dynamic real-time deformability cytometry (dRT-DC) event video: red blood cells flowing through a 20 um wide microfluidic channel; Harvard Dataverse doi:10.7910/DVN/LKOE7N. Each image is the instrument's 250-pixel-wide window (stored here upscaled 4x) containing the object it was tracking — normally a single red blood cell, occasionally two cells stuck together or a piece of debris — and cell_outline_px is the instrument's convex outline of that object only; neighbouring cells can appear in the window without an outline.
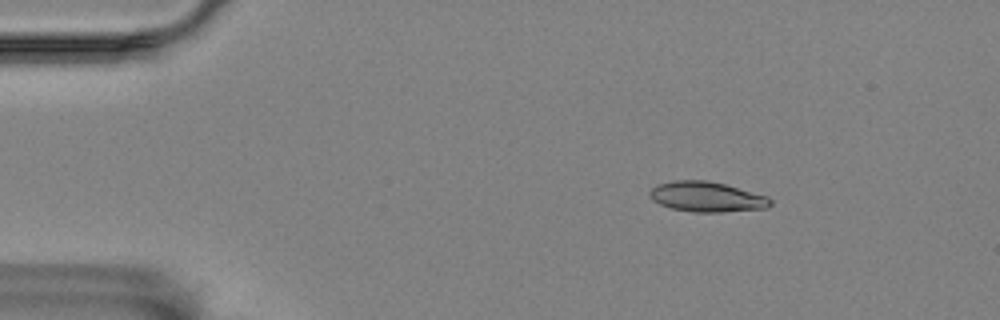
{"species": "Egyptian fruit bat (a non-hibernating species)", "species_latin": "Rousettus aegyptiacus", "temperature_condition": "room temperature", "stored_images_in_passage": 49, "camera_frame_rate_fps": 3000, "um_per_image_px": 0.085, "animal": {"sex": "female"}, "frame": {"image": 1, "passage_image": 1, "time_ms": 0.0, "image_size_px": [1000, 320], "cell_outline_px": [[772, 204], [768, 208], [720, 212], [692, 212], [672, 208], [660, 204], [652, 200], [648, 192], [652, 188], [660, 184], [672, 180], [708, 180], [724, 184], [768, 196], [772, 200]], "centroid_in_image_um": [60.09, 16.73], "position_along_channel_um": 24.9, "area_um2": 21.21}}
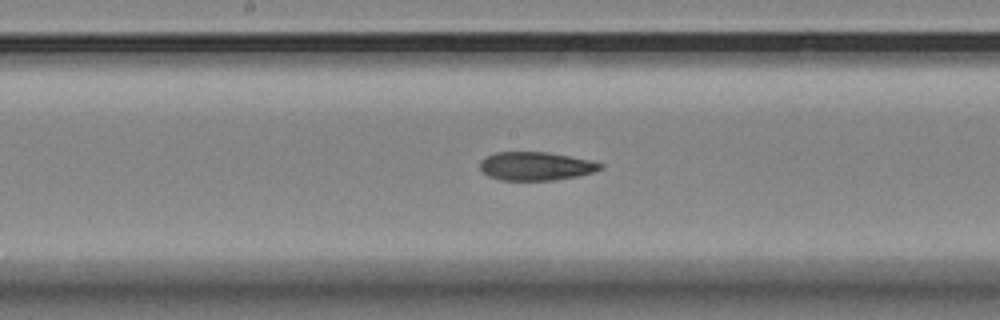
{"frame": {"image": 2, "passage_image": 22, "time_ms": 7.0, "image_size_px": [1000, 320], "cell_outline_px": [[604, 168], [592, 172], [576, 176], [556, 180], [500, 180], [488, 176], [480, 172], [480, 160], [496, 152], [548, 152], [592, 160], [604, 164]], "centroid_in_image_um": [45.54, 14.12], "position_along_channel_um": 202.7, "area_um2": 20.11}}
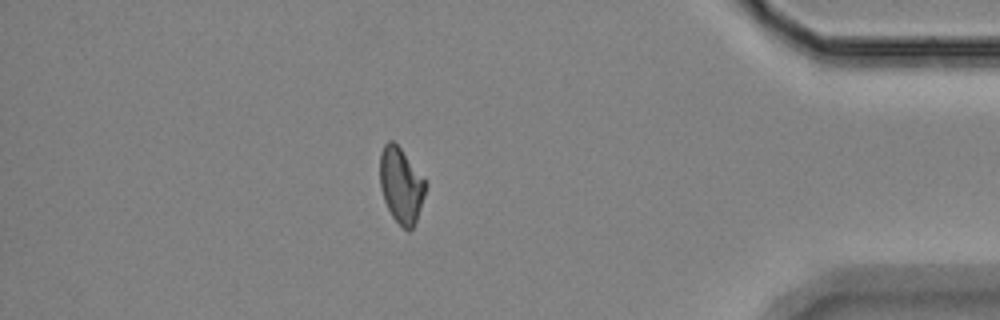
{"frame": {"image": 3, "passage_image": 42, "time_ms": 13.667, "image_size_px": [1000, 320], "cell_outline_px": [[428, 184], [416, 220], [412, 228], [408, 232], [392, 216], [384, 200], [380, 188], [380, 152], [384, 144], [388, 140], [392, 140], [400, 148]], "centroid_in_image_um": [34.08, 15.74], "position_along_channel_um": 401.1, "area_um2": 19.83}, "authors_computed_cell_mechanics": {"area_um2": 20.7502, "velocity_mm_per_s": 3.5206, "shape_relaxation_time_tau1_ms": 10.7025, "shape_relaxation_time_tau2_ms": 4.7628, "deformation_change_tau1": 0.239, "deformation_change_tau2": 0.1196}}